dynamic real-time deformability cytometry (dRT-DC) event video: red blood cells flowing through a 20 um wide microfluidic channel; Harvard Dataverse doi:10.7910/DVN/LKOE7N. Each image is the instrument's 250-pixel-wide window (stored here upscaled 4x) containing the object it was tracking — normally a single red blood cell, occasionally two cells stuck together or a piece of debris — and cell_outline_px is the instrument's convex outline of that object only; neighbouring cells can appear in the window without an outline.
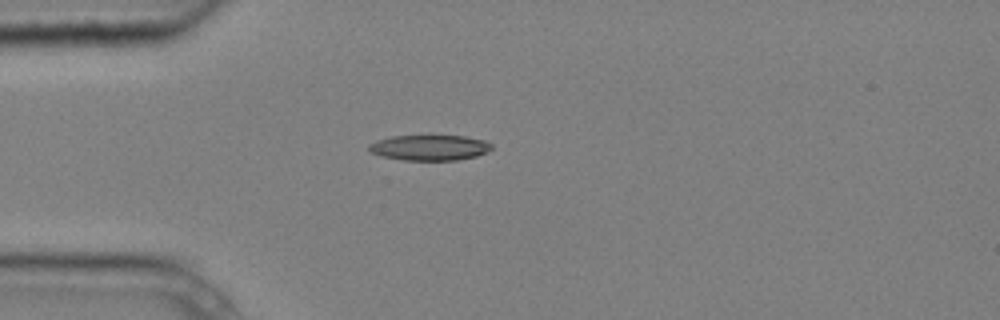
{"species": "common noctule bat (a hibernating species)", "species_latin": "Nyctalus noctula", "temperature_condition": "cold", "stored_images_in_passage": 1, "camera_frame_rate_fps": 3000, "um_per_image_px": 0.085, "animal": {"sex": "male", "body_mass_g": 20.4}, "frame": {"image": 1, "passage_image": 1, "time_ms": 0.0, "image_size_px": [1000, 320], "cell_outline_px": [[492, 148], [488, 152], [476, 156], [456, 160], [404, 160], [384, 156], [372, 152], [368, 148], [368, 144], [376, 140], [392, 136], [428, 132], [464, 136], [484, 140], [492, 144]], "centroid_in_image_um": [36.53, 12.48], "position_along_channel_um": 48.5, "area_um2": 19.13}}